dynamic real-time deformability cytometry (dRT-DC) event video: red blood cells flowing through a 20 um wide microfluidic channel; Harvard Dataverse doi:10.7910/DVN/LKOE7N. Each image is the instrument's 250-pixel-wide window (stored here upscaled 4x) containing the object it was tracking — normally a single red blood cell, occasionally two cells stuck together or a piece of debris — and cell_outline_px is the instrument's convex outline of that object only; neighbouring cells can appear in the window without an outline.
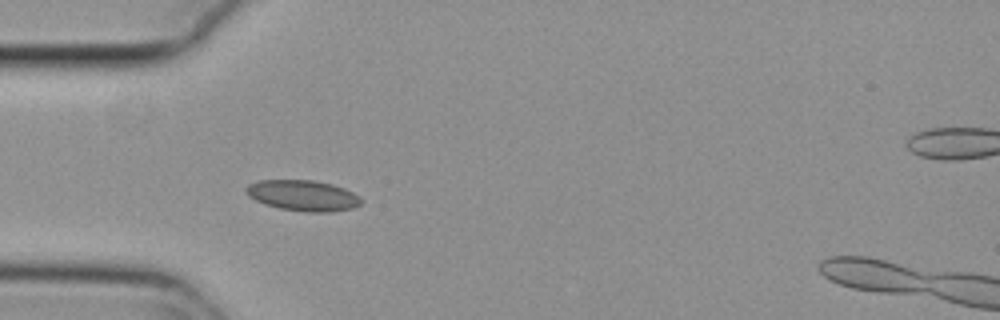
{"species": "common noctule bat (a hibernating species)", "species_latin": "Nyctalus noctula", "temperature_condition": "cold", "stored_images_in_passage": 33, "camera_frame_rate_fps": 3000, "um_per_image_px": 0.085, "animal": {"sex": "female", "body_mass_g": 29.2, "forearm_length_mm": 56.3}, "frame": {"image": 1, "passage_image": 16, "time_ms": 5.0, "image_size_px": [1000, 320], "cell_outline_px": [[360, 204], [352, 208], [332, 212], [304, 212], [280, 208], [264, 204], [248, 196], [244, 192], [244, 188], [248, 184], [256, 180], [312, 180], [332, 184], [344, 188], [360, 196]], "centroid_in_image_um": [25.7, 16.61], "position_along_channel_um": 59.3, "area_um2": 20.75}}
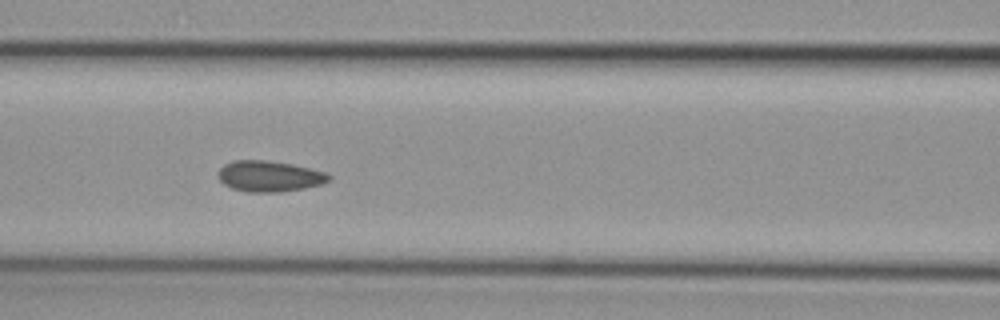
{"frame": {"image": 2, "passage_image": 23, "time_ms": 7.333, "image_size_px": [1000, 320], "cell_outline_px": [[332, 180], [320, 184], [304, 188], [280, 192], [248, 192], [232, 188], [224, 184], [216, 176], [216, 172], [224, 164], [232, 160], [264, 160], [292, 164], [324, 172], [332, 176]], "centroid_in_image_um": [22.86, 14.98], "position_along_channel_um": 143.7, "area_um2": 20.0}}
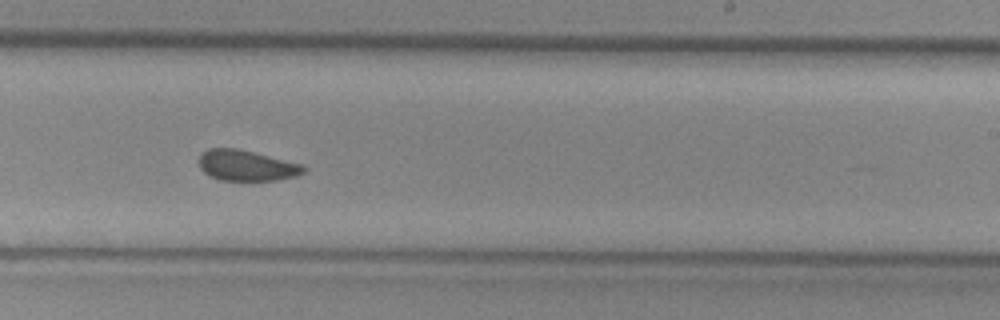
{"frame": {"image": 3, "passage_image": 33, "time_ms": 10.667, "image_size_px": [1000, 320], "cell_outline_px": [[308, 168], [304, 172], [296, 176], [276, 180], [220, 180], [208, 176], [200, 168], [200, 156], [208, 148], [236, 148], [304, 164]], "centroid_in_image_um": [20.98, 14.07], "position_along_channel_um": 268.0, "area_um2": 18.73}}